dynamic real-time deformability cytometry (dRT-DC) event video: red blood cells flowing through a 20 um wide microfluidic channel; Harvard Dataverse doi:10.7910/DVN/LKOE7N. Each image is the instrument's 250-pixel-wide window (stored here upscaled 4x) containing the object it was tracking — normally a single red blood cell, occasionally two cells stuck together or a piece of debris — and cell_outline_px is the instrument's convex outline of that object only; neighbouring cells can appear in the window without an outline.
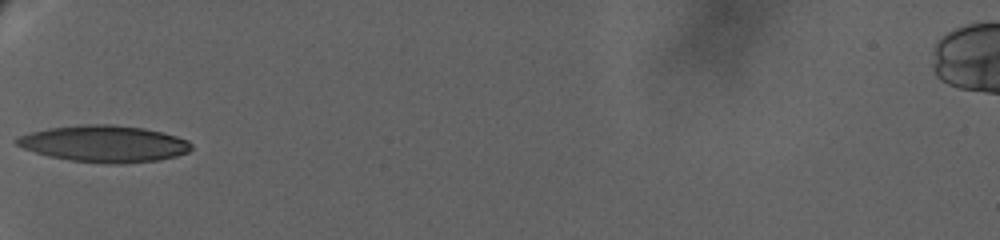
{"species": "human", "species_latin": "Homo sapiens", "temperature_condition": "warm", "stored_images_in_passage": 24, "camera_frame_rate_fps": 3000, "um_per_image_px": 0.085, "donor": {"sex": "female"}, "frame": {"image": 1, "passage_image": 1, "time_ms": 0.0, "image_size_px": [1000, 240], "cell_outline_px": [[192, 148], [188, 152], [176, 156], [160, 160], [120, 164], [112, 164], [68, 160], [48, 156], [24, 148], [16, 144], [12, 140], [16, 136], [48, 128], [84, 124], [112, 124], [144, 128], [176, 136], [188, 140], [192, 144]], "centroid_in_image_um": [8.85, 12.22], "position_along_channel_um": 76.2, "area_um2": 37.4}}
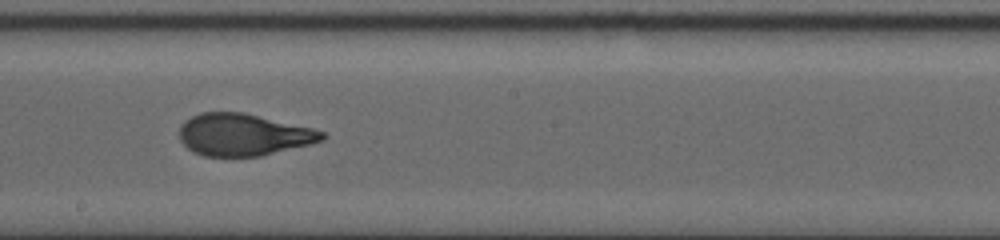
{"frame": {"image": 2, "passage_image": 12, "time_ms": 5.333, "image_size_px": [1000, 240], "cell_outline_px": [[328, 136], [324, 140], [312, 144], [260, 156], [204, 156], [192, 152], [180, 140], [180, 124], [184, 120], [200, 112], [244, 112], [312, 128], [324, 132]], "centroid_in_image_um": [20.69, 11.45], "position_along_channel_um": 227.5, "area_um2": 35.14}}
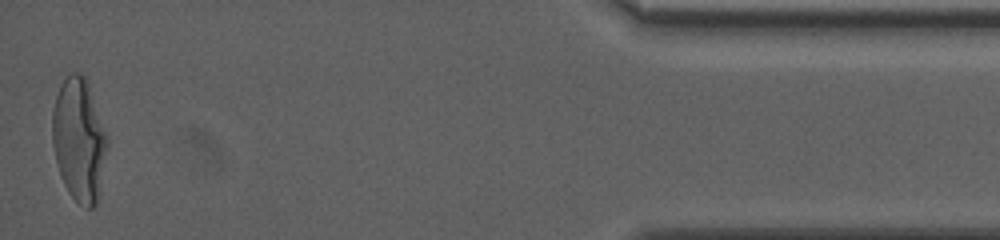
{"frame": {"image": 3, "passage_image": 24, "time_ms": 14.333, "image_size_px": [1000, 240], "cell_outline_px": [[108, 144], [100, 192], [96, 204], [92, 208], [88, 208], [80, 204], [68, 192], [60, 176], [52, 144], [52, 112], [56, 96], [60, 84], [72, 72], [80, 72], [84, 76], [88, 84], [108, 136]], "centroid_in_image_um": [6.72, 11.89], "position_along_channel_um": 428.5, "area_um2": 39.48}, "authors_computed_cell_mechanics": {"area_um2": 35.6337, "velocity_mm_per_s": 2.9159, "shape_relaxation_time_tau1_ms": 8.5141, "shape_relaxation_time_tau2_ms": 1.0862, "deformation_change_tau1": 0.2806, "deformation_change_tau2": 0.0748}}